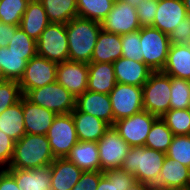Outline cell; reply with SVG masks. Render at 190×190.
<instances>
[{
    "mask_svg": "<svg viewBox=\"0 0 190 190\" xmlns=\"http://www.w3.org/2000/svg\"><path fill=\"white\" fill-rule=\"evenodd\" d=\"M186 16L183 0H158L157 13L152 27L169 36Z\"/></svg>",
    "mask_w": 190,
    "mask_h": 190,
    "instance_id": "2e32d148",
    "label": "cell"
},
{
    "mask_svg": "<svg viewBox=\"0 0 190 190\" xmlns=\"http://www.w3.org/2000/svg\"><path fill=\"white\" fill-rule=\"evenodd\" d=\"M117 80L112 63H88V88L97 93L109 94Z\"/></svg>",
    "mask_w": 190,
    "mask_h": 190,
    "instance_id": "484cf974",
    "label": "cell"
},
{
    "mask_svg": "<svg viewBox=\"0 0 190 190\" xmlns=\"http://www.w3.org/2000/svg\"><path fill=\"white\" fill-rule=\"evenodd\" d=\"M166 153L145 146L131 147L120 169L128 171L140 183L155 185Z\"/></svg>",
    "mask_w": 190,
    "mask_h": 190,
    "instance_id": "3957f363",
    "label": "cell"
},
{
    "mask_svg": "<svg viewBox=\"0 0 190 190\" xmlns=\"http://www.w3.org/2000/svg\"><path fill=\"white\" fill-rule=\"evenodd\" d=\"M186 46L188 47L189 51H190V42L186 44Z\"/></svg>",
    "mask_w": 190,
    "mask_h": 190,
    "instance_id": "9f6ffc18",
    "label": "cell"
},
{
    "mask_svg": "<svg viewBox=\"0 0 190 190\" xmlns=\"http://www.w3.org/2000/svg\"><path fill=\"white\" fill-rule=\"evenodd\" d=\"M190 183V168L177 160L165 157L155 189L170 187H188Z\"/></svg>",
    "mask_w": 190,
    "mask_h": 190,
    "instance_id": "603a6c76",
    "label": "cell"
},
{
    "mask_svg": "<svg viewBox=\"0 0 190 190\" xmlns=\"http://www.w3.org/2000/svg\"><path fill=\"white\" fill-rule=\"evenodd\" d=\"M141 56L152 72L162 71L168 58L170 40L168 35L157 28L141 27Z\"/></svg>",
    "mask_w": 190,
    "mask_h": 190,
    "instance_id": "8992f818",
    "label": "cell"
},
{
    "mask_svg": "<svg viewBox=\"0 0 190 190\" xmlns=\"http://www.w3.org/2000/svg\"><path fill=\"white\" fill-rule=\"evenodd\" d=\"M96 190H117L115 187V169H107L103 171Z\"/></svg>",
    "mask_w": 190,
    "mask_h": 190,
    "instance_id": "bcb514c9",
    "label": "cell"
},
{
    "mask_svg": "<svg viewBox=\"0 0 190 190\" xmlns=\"http://www.w3.org/2000/svg\"><path fill=\"white\" fill-rule=\"evenodd\" d=\"M102 175L103 171H83L71 190H96Z\"/></svg>",
    "mask_w": 190,
    "mask_h": 190,
    "instance_id": "7bdbcfd3",
    "label": "cell"
},
{
    "mask_svg": "<svg viewBox=\"0 0 190 190\" xmlns=\"http://www.w3.org/2000/svg\"><path fill=\"white\" fill-rule=\"evenodd\" d=\"M127 190H156L155 186L136 181Z\"/></svg>",
    "mask_w": 190,
    "mask_h": 190,
    "instance_id": "c3c4849f",
    "label": "cell"
},
{
    "mask_svg": "<svg viewBox=\"0 0 190 190\" xmlns=\"http://www.w3.org/2000/svg\"><path fill=\"white\" fill-rule=\"evenodd\" d=\"M158 7V0H142L136 6L138 22L141 27L153 26Z\"/></svg>",
    "mask_w": 190,
    "mask_h": 190,
    "instance_id": "ab89813d",
    "label": "cell"
},
{
    "mask_svg": "<svg viewBox=\"0 0 190 190\" xmlns=\"http://www.w3.org/2000/svg\"><path fill=\"white\" fill-rule=\"evenodd\" d=\"M156 190H190L189 187H170V188H162Z\"/></svg>",
    "mask_w": 190,
    "mask_h": 190,
    "instance_id": "681fc988",
    "label": "cell"
},
{
    "mask_svg": "<svg viewBox=\"0 0 190 190\" xmlns=\"http://www.w3.org/2000/svg\"><path fill=\"white\" fill-rule=\"evenodd\" d=\"M0 190H20L15 178L7 170L0 175Z\"/></svg>",
    "mask_w": 190,
    "mask_h": 190,
    "instance_id": "7dc6e473",
    "label": "cell"
},
{
    "mask_svg": "<svg viewBox=\"0 0 190 190\" xmlns=\"http://www.w3.org/2000/svg\"><path fill=\"white\" fill-rule=\"evenodd\" d=\"M121 35L101 30L90 63H112L122 57Z\"/></svg>",
    "mask_w": 190,
    "mask_h": 190,
    "instance_id": "ffe728a7",
    "label": "cell"
},
{
    "mask_svg": "<svg viewBox=\"0 0 190 190\" xmlns=\"http://www.w3.org/2000/svg\"><path fill=\"white\" fill-rule=\"evenodd\" d=\"M122 42V57L133 61L142 62L141 56V40L139 30L136 32L121 35Z\"/></svg>",
    "mask_w": 190,
    "mask_h": 190,
    "instance_id": "f35d334b",
    "label": "cell"
},
{
    "mask_svg": "<svg viewBox=\"0 0 190 190\" xmlns=\"http://www.w3.org/2000/svg\"><path fill=\"white\" fill-rule=\"evenodd\" d=\"M8 49L16 54H25V61L28 62L37 54V42L18 28L9 42Z\"/></svg>",
    "mask_w": 190,
    "mask_h": 190,
    "instance_id": "e575fe53",
    "label": "cell"
},
{
    "mask_svg": "<svg viewBox=\"0 0 190 190\" xmlns=\"http://www.w3.org/2000/svg\"><path fill=\"white\" fill-rule=\"evenodd\" d=\"M115 0H77V16L101 23Z\"/></svg>",
    "mask_w": 190,
    "mask_h": 190,
    "instance_id": "4dcf8cb0",
    "label": "cell"
},
{
    "mask_svg": "<svg viewBox=\"0 0 190 190\" xmlns=\"http://www.w3.org/2000/svg\"><path fill=\"white\" fill-rule=\"evenodd\" d=\"M158 117L143 110L114 122L113 127L130 147L144 146L151 126Z\"/></svg>",
    "mask_w": 190,
    "mask_h": 190,
    "instance_id": "30bf717a",
    "label": "cell"
},
{
    "mask_svg": "<svg viewBox=\"0 0 190 190\" xmlns=\"http://www.w3.org/2000/svg\"><path fill=\"white\" fill-rule=\"evenodd\" d=\"M101 27L104 31L118 35L140 30L136 7L123 0H115L113 8L101 22Z\"/></svg>",
    "mask_w": 190,
    "mask_h": 190,
    "instance_id": "4fadbf2b",
    "label": "cell"
},
{
    "mask_svg": "<svg viewBox=\"0 0 190 190\" xmlns=\"http://www.w3.org/2000/svg\"><path fill=\"white\" fill-rule=\"evenodd\" d=\"M125 2H127L128 4H130L131 6L136 7L138 5V3L142 0H123Z\"/></svg>",
    "mask_w": 190,
    "mask_h": 190,
    "instance_id": "816d5d0a",
    "label": "cell"
},
{
    "mask_svg": "<svg viewBox=\"0 0 190 190\" xmlns=\"http://www.w3.org/2000/svg\"><path fill=\"white\" fill-rule=\"evenodd\" d=\"M163 73L190 80V51L186 45H170Z\"/></svg>",
    "mask_w": 190,
    "mask_h": 190,
    "instance_id": "4316f807",
    "label": "cell"
},
{
    "mask_svg": "<svg viewBox=\"0 0 190 190\" xmlns=\"http://www.w3.org/2000/svg\"><path fill=\"white\" fill-rule=\"evenodd\" d=\"M23 96L33 104L58 114H69L76 108V98L57 81L27 90Z\"/></svg>",
    "mask_w": 190,
    "mask_h": 190,
    "instance_id": "277c9868",
    "label": "cell"
},
{
    "mask_svg": "<svg viewBox=\"0 0 190 190\" xmlns=\"http://www.w3.org/2000/svg\"><path fill=\"white\" fill-rule=\"evenodd\" d=\"M51 190H71L83 171L66 158H55L50 164Z\"/></svg>",
    "mask_w": 190,
    "mask_h": 190,
    "instance_id": "d6986e66",
    "label": "cell"
},
{
    "mask_svg": "<svg viewBox=\"0 0 190 190\" xmlns=\"http://www.w3.org/2000/svg\"><path fill=\"white\" fill-rule=\"evenodd\" d=\"M161 119L173 135H190V115L186 109H170Z\"/></svg>",
    "mask_w": 190,
    "mask_h": 190,
    "instance_id": "836d02e7",
    "label": "cell"
},
{
    "mask_svg": "<svg viewBox=\"0 0 190 190\" xmlns=\"http://www.w3.org/2000/svg\"><path fill=\"white\" fill-rule=\"evenodd\" d=\"M50 23L67 24L77 16V0H39Z\"/></svg>",
    "mask_w": 190,
    "mask_h": 190,
    "instance_id": "f1b7e54d",
    "label": "cell"
},
{
    "mask_svg": "<svg viewBox=\"0 0 190 190\" xmlns=\"http://www.w3.org/2000/svg\"><path fill=\"white\" fill-rule=\"evenodd\" d=\"M117 83L142 87L152 73L150 68L142 62L120 57L113 62Z\"/></svg>",
    "mask_w": 190,
    "mask_h": 190,
    "instance_id": "ac0fdd59",
    "label": "cell"
},
{
    "mask_svg": "<svg viewBox=\"0 0 190 190\" xmlns=\"http://www.w3.org/2000/svg\"><path fill=\"white\" fill-rule=\"evenodd\" d=\"M49 24L50 21L42 3L39 0H31L21 18L19 28L37 41Z\"/></svg>",
    "mask_w": 190,
    "mask_h": 190,
    "instance_id": "d4e9b609",
    "label": "cell"
},
{
    "mask_svg": "<svg viewBox=\"0 0 190 190\" xmlns=\"http://www.w3.org/2000/svg\"><path fill=\"white\" fill-rule=\"evenodd\" d=\"M57 66L54 61L35 55L26 64V68L19 86L22 94L27 90L44 87L45 85L56 82Z\"/></svg>",
    "mask_w": 190,
    "mask_h": 190,
    "instance_id": "8fae6325",
    "label": "cell"
},
{
    "mask_svg": "<svg viewBox=\"0 0 190 190\" xmlns=\"http://www.w3.org/2000/svg\"><path fill=\"white\" fill-rule=\"evenodd\" d=\"M69 60L90 63L101 23L76 16L66 25Z\"/></svg>",
    "mask_w": 190,
    "mask_h": 190,
    "instance_id": "7a4b0ae2",
    "label": "cell"
},
{
    "mask_svg": "<svg viewBox=\"0 0 190 190\" xmlns=\"http://www.w3.org/2000/svg\"><path fill=\"white\" fill-rule=\"evenodd\" d=\"M65 158L82 171H101L97 142L78 141Z\"/></svg>",
    "mask_w": 190,
    "mask_h": 190,
    "instance_id": "44dd1931",
    "label": "cell"
},
{
    "mask_svg": "<svg viewBox=\"0 0 190 190\" xmlns=\"http://www.w3.org/2000/svg\"><path fill=\"white\" fill-rule=\"evenodd\" d=\"M1 81H5V76H4L2 67H0V82H1Z\"/></svg>",
    "mask_w": 190,
    "mask_h": 190,
    "instance_id": "f5cc1de1",
    "label": "cell"
},
{
    "mask_svg": "<svg viewBox=\"0 0 190 190\" xmlns=\"http://www.w3.org/2000/svg\"><path fill=\"white\" fill-rule=\"evenodd\" d=\"M23 115L26 134L46 135L55 117L51 110L33 104L23 96Z\"/></svg>",
    "mask_w": 190,
    "mask_h": 190,
    "instance_id": "e0dca14e",
    "label": "cell"
},
{
    "mask_svg": "<svg viewBox=\"0 0 190 190\" xmlns=\"http://www.w3.org/2000/svg\"><path fill=\"white\" fill-rule=\"evenodd\" d=\"M31 0H0V21L19 26Z\"/></svg>",
    "mask_w": 190,
    "mask_h": 190,
    "instance_id": "d6a6232c",
    "label": "cell"
},
{
    "mask_svg": "<svg viewBox=\"0 0 190 190\" xmlns=\"http://www.w3.org/2000/svg\"><path fill=\"white\" fill-rule=\"evenodd\" d=\"M23 96L19 82L5 80L0 82V114L8 107L20 101Z\"/></svg>",
    "mask_w": 190,
    "mask_h": 190,
    "instance_id": "74e56055",
    "label": "cell"
},
{
    "mask_svg": "<svg viewBox=\"0 0 190 190\" xmlns=\"http://www.w3.org/2000/svg\"><path fill=\"white\" fill-rule=\"evenodd\" d=\"M36 42L37 55L57 64L69 60L65 24L50 23Z\"/></svg>",
    "mask_w": 190,
    "mask_h": 190,
    "instance_id": "52a82bcc",
    "label": "cell"
},
{
    "mask_svg": "<svg viewBox=\"0 0 190 190\" xmlns=\"http://www.w3.org/2000/svg\"><path fill=\"white\" fill-rule=\"evenodd\" d=\"M55 160L46 135L25 134L14 145L7 169H37L50 166Z\"/></svg>",
    "mask_w": 190,
    "mask_h": 190,
    "instance_id": "6da1fadb",
    "label": "cell"
},
{
    "mask_svg": "<svg viewBox=\"0 0 190 190\" xmlns=\"http://www.w3.org/2000/svg\"><path fill=\"white\" fill-rule=\"evenodd\" d=\"M5 168L0 167V175L5 171Z\"/></svg>",
    "mask_w": 190,
    "mask_h": 190,
    "instance_id": "11a10c76",
    "label": "cell"
},
{
    "mask_svg": "<svg viewBox=\"0 0 190 190\" xmlns=\"http://www.w3.org/2000/svg\"><path fill=\"white\" fill-rule=\"evenodd\" d=\"M166 157L190 168V135H174Z\"/></svg>",
    "mask_w": 190,
    "mask_h": 190,
    "instance_id": "8d00e7d4",
    "label": "cell"
},
{
    "mask_svg": "<svg viewBox=\"0 0 190 190\" xmlns=\"http://www.w3.org/2000/svg\"><path fill=\"white\" fill-rule=\"evenodd\" d=\"M136 182L135 176L128 171L115 169V187L117 190H127Z\"/></svg>",
    "mask_w": 190,
    "mask_h": 190,
    "instance_id": "ee69618b",
    "label": "cell"
},
{
    "mask_svg": "<svg viewBox=\"0 0 190 190\" xmlns=\"http://www.w3.org/2000/svg\"><path fill=\"white\" fill-rule=\"evenodd\" d=\"M46 136L54 158H65L79 141L71 113L58 114Z\"/></svg>",
    "mask_w": 190,
    "mask_h": 190,
    "instance_id": "ba28073f",
    "label": "cell"
},
{
    "mask_svg": "<svg viewBox=\"0 0 190 190\" xmlns=\"http://www.w3.org/2000/svg\"><path fill=\"white\" fill-rule=\"evenodd\" d=\"M20 190H51L50 166L37 169H6Z\"/></svg>",
    "mask_w": 190,
    "mask_h": 190,
    "instance_id": "cb8c5ba5",
    "label": "cell"
},
{
    "mask_svg": "<svg viewBox=\"0 0 190 190\" xmlns=\"http://www.w3.org/2000/svg\"><path fill=\"white\" fill-rule=\"evenodd\" d=\"M190 101V80L171 77L170 109H186Z\"/></svg>",
    "mask_w": 190,
    "mask_h": 190,
    "instance_id": "d590c367",
    "label": "cell"
},
{
    "mask_svg": "<svg viewBox=\"0 0 190 190\" xmlns=\"http://www.w3.org/2000/svg\"><path fill=\"white\" fill-rule=\"evenodd\" d=\"M56 81L77 98L88 88V63L70 60L58 63Z\"/></svg>",
    "mask_w": 190,
    "mask_h": 190,
    "instance_id": "5bb4252c",
    "label": "cell"
},
{
    "mask_svg": "<svg viewBox=\"0 0 190 190\" xmlns=\"http://www.w3.org/2000/svg\"><path fill=\"white\" fill-rule=\"evenodd\" d=\"M186 110H187L188 114L190 115V101H189V105L187 106Z\"/></svg>",
    "mask_w": 190,
    "mask_h": 190,
    "instance_id": "db71d44e",
    "label": "cell"
},
{
    "mask_svg": "<svg viewBox=\"0 0 190 190\" xmlns=\"http://www.w3.org/2000/svg\"><path fill=\"white\" fill-rule=\"evenodd\" d=\"M76 109L103 120L109 126L114 124V114L108 94L87 90L76 98Z\"/></svg>",
    "mask_w": 190,
    "mask_h": 190,
    "instance_id": "9a60e30c",
    "label": "cell"
},
{
    "mask_svg": "<svg viewBox=\"0 0 190 190\" xmlns=\"http://www.w3.org/2000/svg\"><path fill=\"white\" fill-rule=\"evenodd\" d=\"M15 141L0 130V167L7 169L14 153Z\"/></svg>",
    "mask_w": 190,
    "mask_h": 190,
    "instance_id": "b9f144b4",
    "label": "cell"
},
{
    "mask_svg": "<svg viewBox=\"0 0 190 190\" xmlns=\"http://www.w3.org/2000/svg\"><path fill=\"white\" fill-rule=\"evenodd\" d=\"M75 123V129L79 141L98 142L110 127L103 120L85 112H79L76 108L71 112Z\"/></svg>",
    "mask_w": 190,
    "mask_h": 190,
    "instance_id": "7402d4cb",
    "label": "cell"
},
{
    "mask_svg": "<svg viewBox=\"0 0 190 190\" xmlns=\"http://www.w3.org/2000/svg\"><path fill=\"white\" fill-rule=\"evenodd\" d=\"M187 15H190V0H183Z\"/></svg>",
    "mask_w": 190,
    "mask_h": 190,
    "instance_id": "f907efd6",
    "label": "cell"
},
{
    "mask_svg": "<svg viewBox=\"0 0 190 190\" xmlns=\"http://www.w3.org/2000/svg\"><path fill=\"white\" fill-rule=\"evenodd\" d=\"M97 144L101 171L107 169H119L131 148L113 126H110L105 131Z\"/></svg>",
    "mask_w": 190,
    "mask_h": 190,
    "instance_id": "7c38bea8",
    "label": "cell"
},
{
    "mask_svg": "<svg viewBox=\"0 0 190 190\" xmlns=\"http://www.w3.org/2000/svg\"><path fill=\"white\" fill-rule=\"evenodd\" d=\"M143 109L157 117L170 110L171 77L162 71L152 72L142 86Z\"/></svg>",
    "mask_w": 190,
    "mask_h": 190,
    "instance_id": "5b68a950",
    "label": "cell"
},
{
    "mask_svg": "<svg viewBox=\"0 0 190 190\" xmlns=\"http://www.w3.org/2000/svg\"><path fill=\"white\" fill-rule=\"evenodd\" d=\"M19 26L6 24L0 21V47H8L9 42L13 39V36Z\"/></svg>",
    "mask_w": 190,
    "mask_h": 190,
    "instance_id": "f6af8a7d",
    "label": "cell"
},
{
    "mask_svg": "<svg viewBox=\"0 0 190 190\" xmlns=\"http://www.w3.org/2000/svg\"><path fill=\"white\" fill-rule=\"evenodd\" d=\"M0 130L15 142L26 134L23 115V96L20 101L0 114Z\"/></svg>",
    "mask_w": 190,
    "mask_h": 190,
    "instance_id": "83f0119b",
    "label": "cell"
},
{
    "mask_svg": "<svg viewBox=\"0 0 190 190\" xmlns=\"http://www.w3.org/2000/svg\"><path fill=\"white\" fill-rule=\"evenodd\" d=\"M27 62L25 54H16L9 51L8 47H0V67H2L5 80L20 81Z\"/></svg>",
    "mask_w": 190,
    "mask_h": 190,
    "instance_id": "f546056e",
    "label": "cell"
},
{
    "mask_svg": "<svg viewBox=\"0 0 190 190\" xmlns=\"http://www.w3.org/2000/svg\"><path fill=\"white\" fill-rule=\"evenodd\" d=\"M108 95L114 114V122L144 110L142 87L116 83Z\"/></svg>",
    "mask_w": 190,
    "mask_h": 190,
    "instance_id": "9c48e42d",
    "label": "cell"
},
{
    "mask_svg": "<svg viewBox=\"0 0 190 190\" xmlns=\"http://www.w3.org/2000/svg\"><path fill=\"white\" fill-rule=\"evenodd\" d=\"M170 45H186L190 42V15H187L182 22L168 36Z\"/></svg>",
    "mask_w": 190,
    "mask_h": 190,
    "instance_id": "60d3db41",
    "label": "cell"
},
{
    "mask_svg": "<svg viewBox=\"0 0 190 190\" xmlns=\"http://www.w3.org/2000/svg\"><path fill=\"white\" fill-rule=\"evenodd\" d=\"M173 136L166 123L158 117L151 126L144 146L166 153Z\"/></svg>",
    "mask_w": 190,
    "mask_h": 190,
    "instance_id": "1f68e13d",
    "label": "cell"
}]
</instances>
